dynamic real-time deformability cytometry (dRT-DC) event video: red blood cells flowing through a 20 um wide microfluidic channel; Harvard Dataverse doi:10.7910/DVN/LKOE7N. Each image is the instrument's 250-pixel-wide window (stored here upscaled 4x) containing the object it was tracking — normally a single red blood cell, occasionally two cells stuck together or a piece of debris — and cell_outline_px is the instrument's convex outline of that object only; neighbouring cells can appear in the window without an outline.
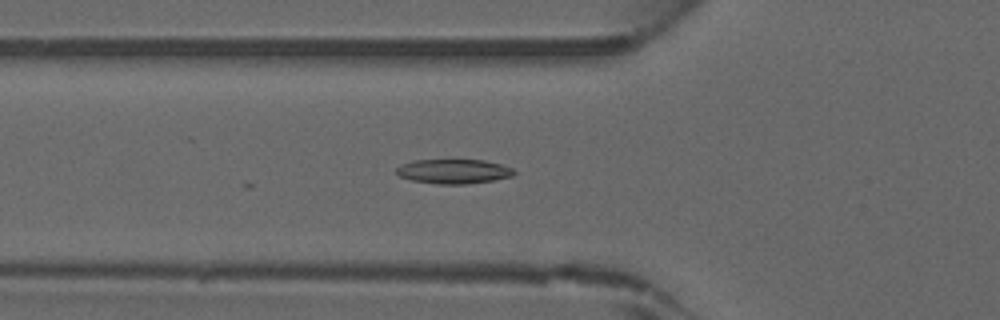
{"species": "common noctule bat (a hibernating species)", "species_latin": "Nyctalus noctula", "temperature_condition": "warm", "stored_images_in_passage": 46, "camera_frame_rate_fps": 3000, "um_per_image_px": 0.085, "animal": {"sex": "male", "forearm_length_mm": 52.5}, "frame": {"image": 1, "passage_image": 17, "time_ms": 5.333, "image_size_px": [1000, 320], "cell_outline_px": [[516, 172], [512, 176], [492, 180], [468, 184], [436, 184], [412, 180], [400, 176], [396, 172], [396, 168], [400, 164], [412, 160], [484, 160], [500, 164], [512, 168]], "centroid_in_image_um": [38.53, 14.56], "position_along_channel_um": 87.3, "area_um2": 16.76}}
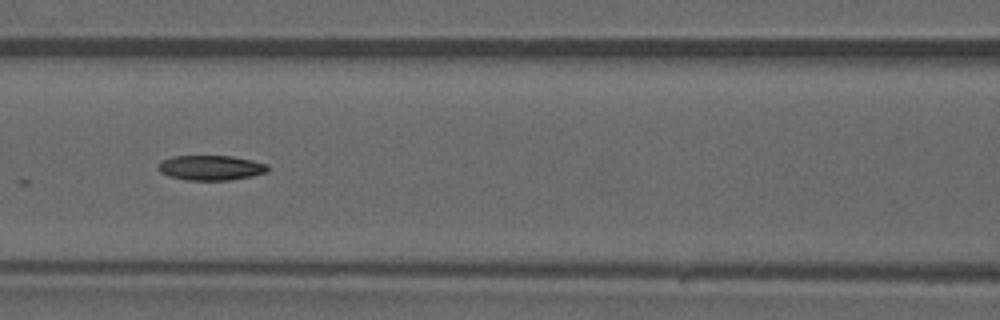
{"frame": {"image": 2, "passage_image": 21, "time_ms": 6.667, "image_size_px": [1000, 320], "cell_outline_px": [[268, 172], [252, 176], [232, 180], [188, 180], [168, 176], [160, 172], [156, 164], [160, 160], [172, 156], [232, 156], [252, 160], [268, 164]], "centroid_in_image_um": [17.9, 14.25], "position_along_channel_um": 148.7, "area_um2": 16.13}}